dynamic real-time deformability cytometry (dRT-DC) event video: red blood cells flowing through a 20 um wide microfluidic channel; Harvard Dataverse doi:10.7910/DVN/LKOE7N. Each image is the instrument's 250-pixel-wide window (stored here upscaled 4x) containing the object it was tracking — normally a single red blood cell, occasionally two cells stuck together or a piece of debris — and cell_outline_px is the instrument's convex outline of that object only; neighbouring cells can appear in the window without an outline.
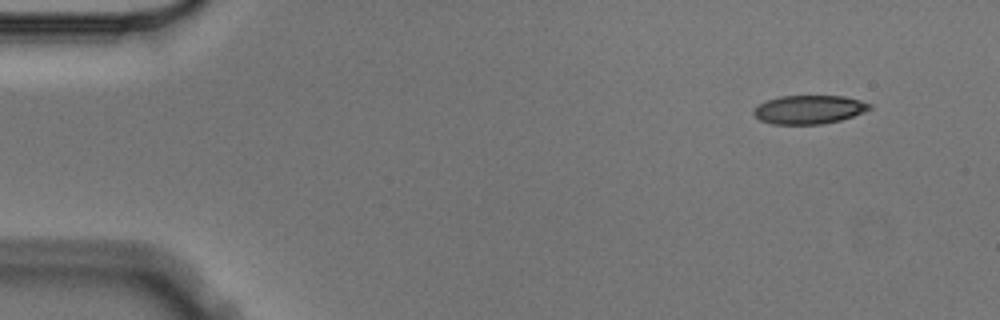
{"species": "Egyptian fruit bat (a non-hibernating species)", "species_latin": "Rousettus aegyptiacus", "temperature_condition": "cold", "stored_images_in_passage": 4, "camera_frame_rate_fps": 3000, "um_per_image_px": 0.085, "animal": {"sex": "male"}, "frame": {"image": 1, "passage_image": 1, "time_ms": 0.0, "image_size_px": [1000, 320], "cell_outline_px": [[872, 108], [864, 112], [840, 120], [820, 124], [772, 124], [760, 120], [752, 112], [760, 104], [768, 100], [780, 96], [844, 96], [860, 100], [872, 104]], "centroid_in_image_um": [68.8, 9.31], "position_along_channel_um": 16.2, "area_um2": 19.19}}
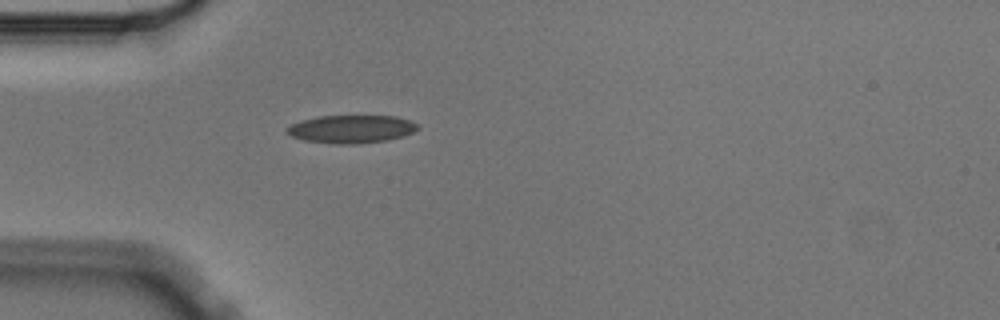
{"frame": {"image": 2, "passage_image": 4, "time_ms": 1.0, "image_size_px": [1000, 320], "cell_outline_px": [[420, 128], [404, 136], [388, 140], [356, 144], [336, 144], [304, 140], [292, 136], [284, 132], [292, 124], [304, 120], [320, 116], [396, 116], [420, 124]], "centroid_in_image_um": [29.91, 10.97], "position_along_channel_um": 55.1, "area_um2": 21.27}}